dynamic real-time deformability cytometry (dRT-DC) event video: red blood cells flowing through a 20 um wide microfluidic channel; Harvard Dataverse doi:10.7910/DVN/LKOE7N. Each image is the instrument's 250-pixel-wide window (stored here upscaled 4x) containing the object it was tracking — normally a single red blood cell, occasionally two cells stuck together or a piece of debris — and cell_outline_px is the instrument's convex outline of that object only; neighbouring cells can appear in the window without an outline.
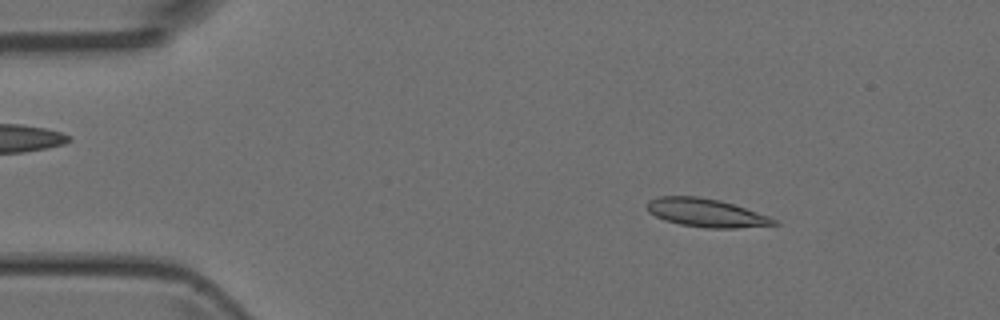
{"species": "Egyptian fruit bat (a non-hibernating species)", "species_latin": "Rousettus aegyptiacus", "temperature_condition": "room temperature", "stored_images_in_passage": 50, "camera_frame_rate_fps": 3000, "um_per_image_px": 0.085, "animal": {"sex": "female"}, "frame": {"image": 1, "passage_image": 7, "time_ms": 2.0, "image_size_px": [1000, 320], "cell_outline_px": [[780, 224], [736, 228], [704, 228], [680, 224], [664, 220], [648, 212], [648, 200], [656, 196], [696, 196], [720, 200], [768, 216], [776, 220]], "centroid_in_image_um": [59.98, 18.09], "position_along_channel_um": 25.0, "area_um2": 20.81}}
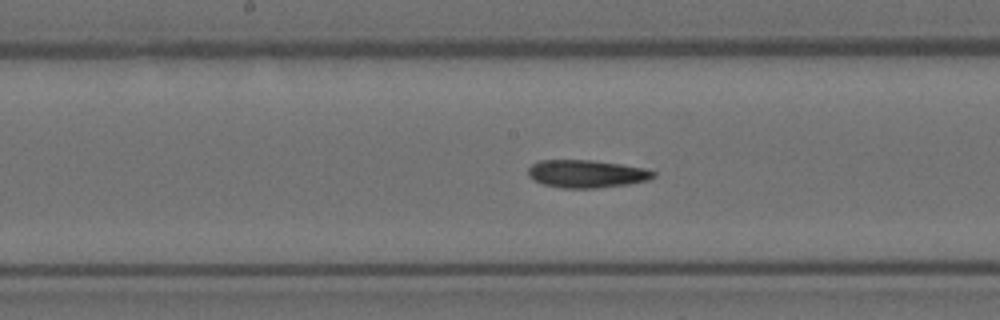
{"frame": {"image": 2, "passage_image": 25, "time_ms": 8.0, "image_size_px": [1000, 320], "cell_outline_px": [[656, 176], [648, 180], [628, 184], [596, 188], [560, 188], [544, 184], [532, 180], [528, 176], [528, 168], [532, 164], [540, 160], [592, 160], [620, 164], [644, 168], [656, 172]], "centroid_in_image_um": [49.84, 14.77], "position_along_channel_um": 198.4, "area_um2": 20.35}}
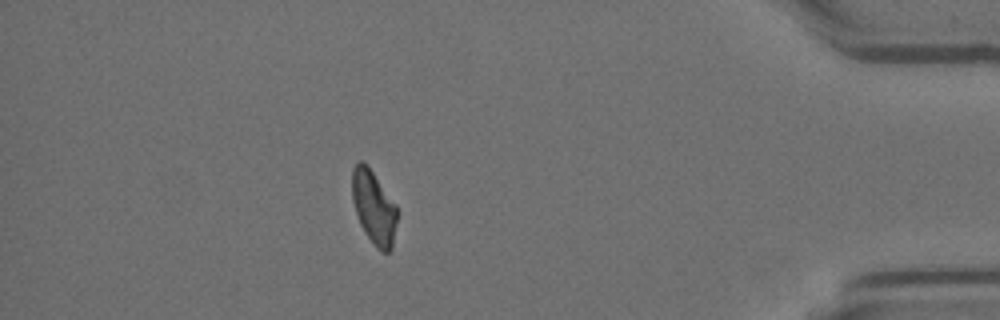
{"frame": {"image": 3, "passage_image": 44, "time_ms": 14.333, "image_size_px": [1000, 320], "cell_outline_px": [[396, 224], [392, 248], [388, 252], [380, 252], [376, 248], [364, 232], [360, 224], [352, 200], [352, 168], [360, 160], [364, 160], [396, 204]], "centroid_in_image_um": [31.76, 17.62], "position_along_channel_um": 403.4, "area_um2": 19.31}}